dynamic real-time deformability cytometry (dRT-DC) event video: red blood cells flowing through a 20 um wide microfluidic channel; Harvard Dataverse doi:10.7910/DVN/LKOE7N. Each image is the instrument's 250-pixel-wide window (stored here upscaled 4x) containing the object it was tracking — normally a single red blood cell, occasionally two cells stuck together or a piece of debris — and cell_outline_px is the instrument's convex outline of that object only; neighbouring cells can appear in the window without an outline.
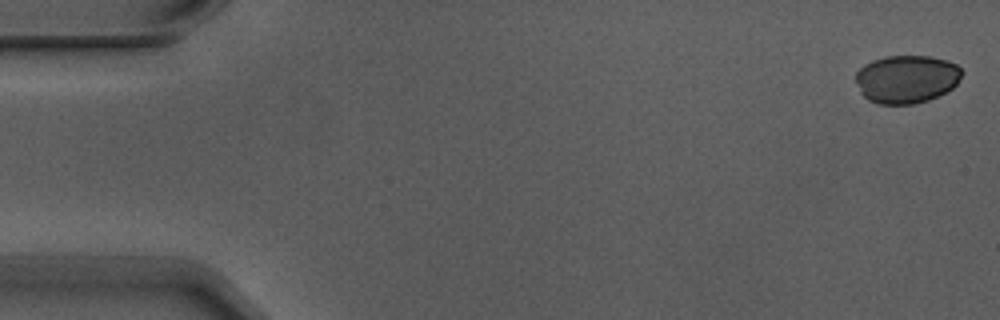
{"species": "Egyptian fruit bat (a non-hibernating species)", "species_latin": "Rousettus aegyptiacus", "temperature_condition": "warm", "stored_images_in_passage": 6, "camera_frame_rate_fps": 3000, "um_per_image_px": 0.085, "animal": {"sex": "male"}, "frame": {"image": 1, "passage_image": 1, "time_ms": 0.0, "image_size_px": [1000, 320], "cell_outline_px": [[964, 72], [956, 84], [952, 88], [928, 100], [912, 104], [880, 104], [868, 100], [860, 92], [856, 80], [856, 72], [864, 64], [872, 60], [884, 56], [928, 56], [944, 60], [956, 64]], "centroid_in_image_um": [77.04, 6.71], "position_along_channel_um": 8.0, "area_um2": 29.65}}
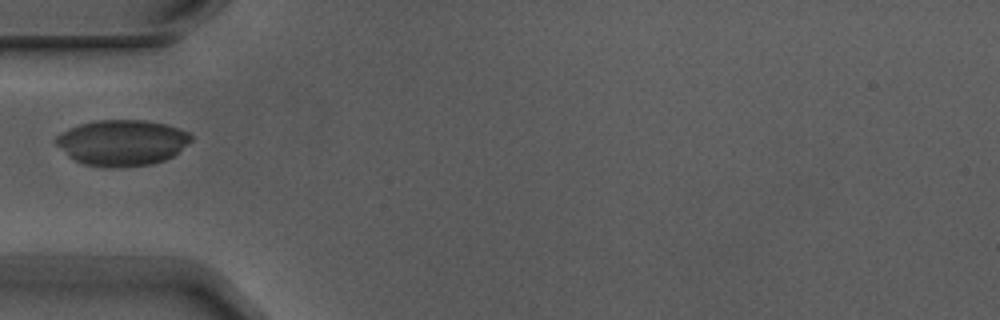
{"frame": {"image": 2, "passage_image": 5, "time_ms": 1.333, "image_size_px": [1000, 320], "cell_outline_px": [[192, 140], [172, 156], [164, 160], [152, 164], [104, 168], [84, 164], [68, 156], [56, 144], [56, 136], [80, 124], [100, 120], [144, 120], [164, 124], [180, 128], [188, 132], [192, 136]], "centroid_in_image_um": [10.39, 12.13], "position_along_channel_um": 74.6, "area_um2": 35.72}}